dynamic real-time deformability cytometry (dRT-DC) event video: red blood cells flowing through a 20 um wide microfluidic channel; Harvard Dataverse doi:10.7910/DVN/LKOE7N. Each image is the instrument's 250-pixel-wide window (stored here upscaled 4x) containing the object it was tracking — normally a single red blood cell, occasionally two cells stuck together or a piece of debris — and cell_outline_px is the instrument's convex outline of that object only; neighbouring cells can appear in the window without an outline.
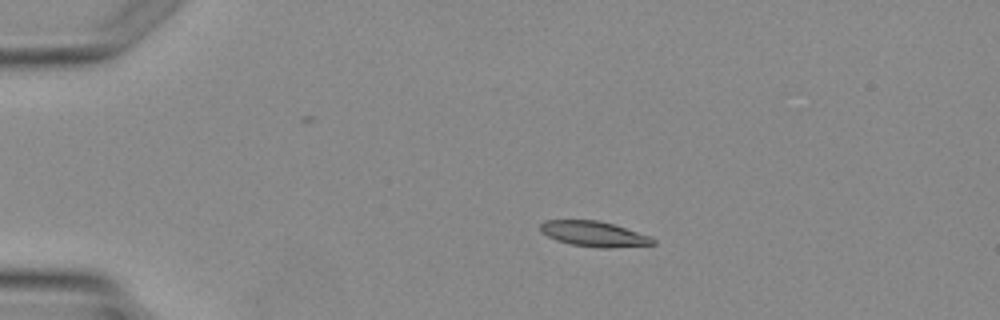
{"species": "Egyptian fruit bat (a non-hibernating species)", "species_latin": "Rousettus aegyptiacus", "temperature_condition": "warm", "stored_images_in_passage": 4, "camera_frame_rate_fps": 3000, "um_per_image_px": 0.085, "animal": {"sex": "female"}, "frame": {"image": 1, "passage_image": 3, "time_ms": 2.333, "image_size_px": [1000, 320], "cell_outline_px": [[656, 244], [608, 248], [600, 248], [572, 244], [556, 240], [540, 232], [540, 224], [544, 220], [596, 220], [612, 224], [652, 236], [656, 240]], "centroid_in_image_um": [50.5, 19.88], "position_along_channel_um": 34.5, "area_um2": 16.59}}